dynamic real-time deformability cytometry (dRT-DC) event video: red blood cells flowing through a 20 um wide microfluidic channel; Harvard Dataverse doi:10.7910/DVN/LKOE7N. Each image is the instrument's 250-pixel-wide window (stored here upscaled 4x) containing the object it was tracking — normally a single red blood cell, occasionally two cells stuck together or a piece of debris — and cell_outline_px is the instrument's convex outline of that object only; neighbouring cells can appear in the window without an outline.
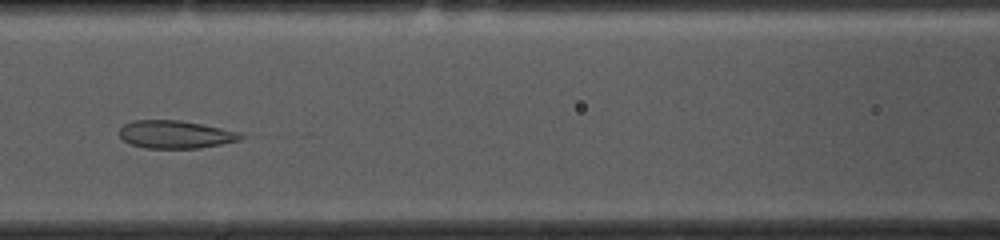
{"species": "common noctule bat (a hibernating species)", "species_latin": "Nyctalus noctula", "temperature_condition": "cold", "stored_images_in_passage": 43, "camera_frame_rate_fps": 3000, "um_per_image_px": 0.085, "animal": {"sex": "female", "body_mass_g": 10.0, "forearm_length_mm": 53.1}, "frame": {"image": 1, "passage_image": 20, "time_ms": 6.333, "image_size_px": [1000, 240], "cell_outline_px": [[244, 136], [240, 140], [200, 148], [144, 148], [132, 144], [124, 140], [120, 136], [120, 128], [124, 124], [132, 120], [180, 120], [244, 132]], "centroid_in_image_um": [14.95, 11.42], "position_along_channel_um": 151.6, "area_um2": 19.77}}
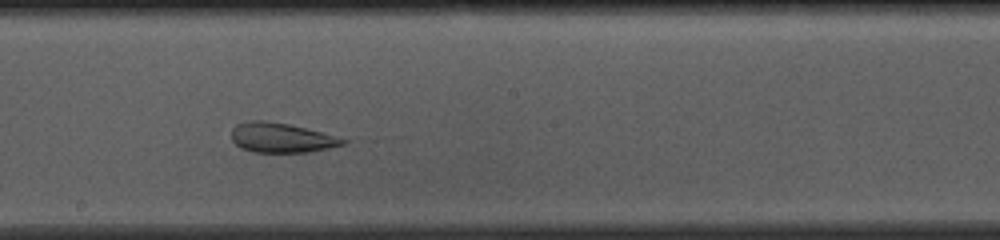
{"frame": {"image": 2, "passage_image": 26, "time_ms": 8.333, "image_size_px": [1000, 240], "cell_outline_px": [[348, 140], [344, 144], [328, 148], [308, 152], [256, 152], [240, 148], [232, 140], [232, 128], [236, 124], [248, 120], [264, 120], [288, 124], [336, 136]], "centroid_in_image_um": [23.87, 11.7], "position_along_channel_um": 224.3, "area_um2": 19.13}}
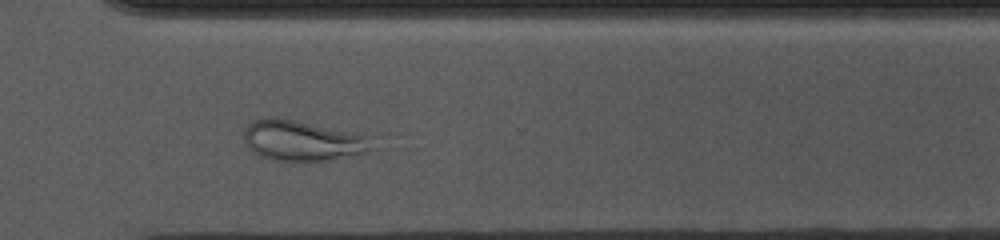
{"frame": {"image": 3, "passage_image": 36, "time_ms": 11.667, "image_size_px": [1000, 240], "cell_outline_px": [[384, 148], [324, 160], [276, 160], [264, 156], [248, 148], [244, 144], [244, 132], [248, 124], [264, 116], [272, 116], [296, 120], [384, 136]], "centroid_in_image_um": [26.01, 11.9], "position_along_channel_um": 344.6, "area_um2": 31.62}, "authors_computed_cell_mechanics": {"area_um2": 24.1026, "velocity_mm_per_s": 3.628, "shape_relaxation_time_tau1_ms": null, "shape_relaxation_time_tau2_ms": 1.9707, "deformation_change_tau1": null, "deformation_change_tau2": 0.0764}}